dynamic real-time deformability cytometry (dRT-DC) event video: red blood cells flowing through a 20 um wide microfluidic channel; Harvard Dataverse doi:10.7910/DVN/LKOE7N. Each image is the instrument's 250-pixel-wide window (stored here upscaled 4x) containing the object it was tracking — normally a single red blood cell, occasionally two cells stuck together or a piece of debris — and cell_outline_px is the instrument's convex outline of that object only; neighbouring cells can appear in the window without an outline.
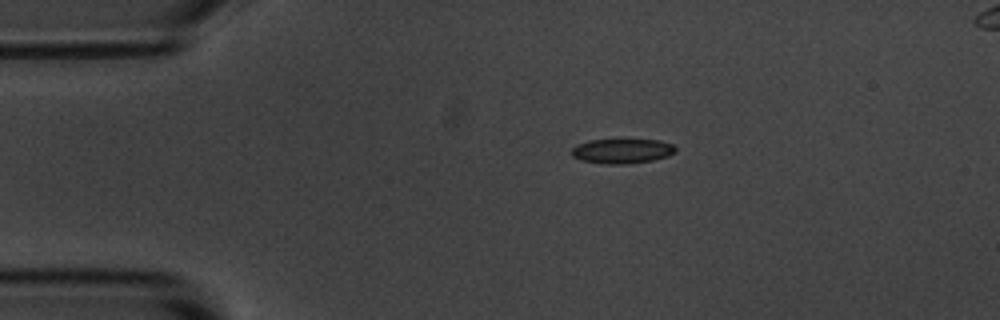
{"species": "common noctule bat (a hibernating species)", "species_latin": "Nyctalus noctula", "temperature_condition": "room temperature", "stored_images_in_passage": 46, "camera_frame_rate_fps": 3000, "um_per_image_px": 0.085, "animal": {"sex": "male", "body_mass_g": 20.1, "forearm_length_mm": 53.5}, "frame": {"image": 1, "passage_image": 1, "time_ms": 0.0, "image_size_px": [1000, 320], "cell_outline_px": [[676, 152], [668, 156], [652, 160], [628, 164], [604, 164], [580, 160], [572, 156], [572, 148], [576, 144], [588, 140], [660, 140], [672, 144], [676, 148]], "centroid_in_image_um": [52.86, 12.84], "position_along_channel_um": 32.1, "area_um2": 15.03}}
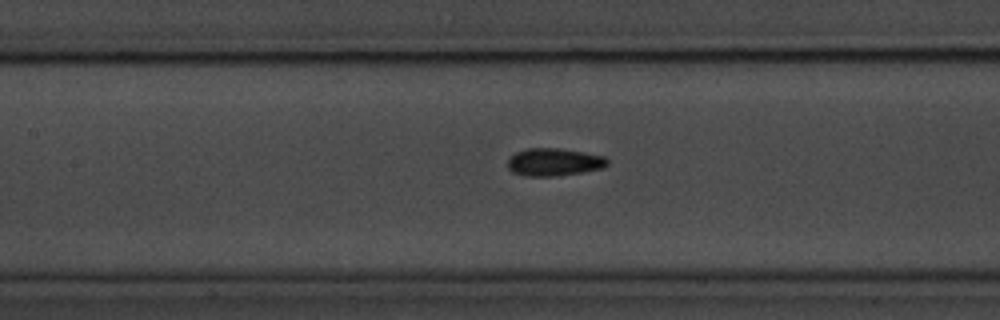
{"frame": {"image": 2, "passage_image": 15, "time_ms": 4.667, "image_size_px": [1000, 320], "cell_outline_px": [[608, 164], [604, 168], [584, 172], [552, 176], [524, 176], [512, 172], [508, 168], [508, 160], [516, 152], [528, 148], [560, 148], [584, 152], [604, 156], [608, 160]], "centroid_in_image_um": [47.1, 13.78], "position_along_channel_um": 160.3, "area_um2": 16.13}}
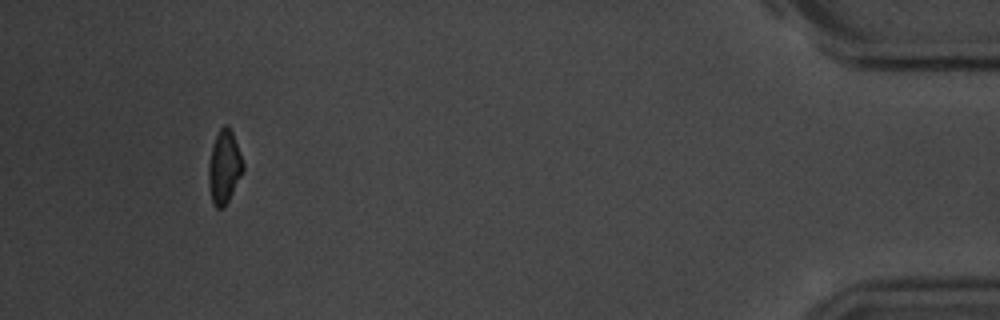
{"frame": {"image": 3, "passage_image": 42, "time_ms": 13.667, "image_size_px": [1000, 320], "cell_outline_px": [[244, 172], [224, 208], [216, 208], [212, 204], [208, 184], [208, 164], [212, 144], [220, 128], [224, 124], [228, 124], [232, 132], [244, 164]], "centroid_in_image_um": [19.05, 14.22], "position_along_channel_um": 416.2, "area_um2": 14.97}, "authors_computed_cell_mechanics": {"area_um2": 15.3748, "velocity_mm_per_s": 3.6237, "shape_relaxation_time_tau1_ms": 2.607, "shape_relaxation_time_tau2_ms": 2.5591, "deformation_change_tau1": 0.0877, "deformation_change_tau2": 0.0773}}